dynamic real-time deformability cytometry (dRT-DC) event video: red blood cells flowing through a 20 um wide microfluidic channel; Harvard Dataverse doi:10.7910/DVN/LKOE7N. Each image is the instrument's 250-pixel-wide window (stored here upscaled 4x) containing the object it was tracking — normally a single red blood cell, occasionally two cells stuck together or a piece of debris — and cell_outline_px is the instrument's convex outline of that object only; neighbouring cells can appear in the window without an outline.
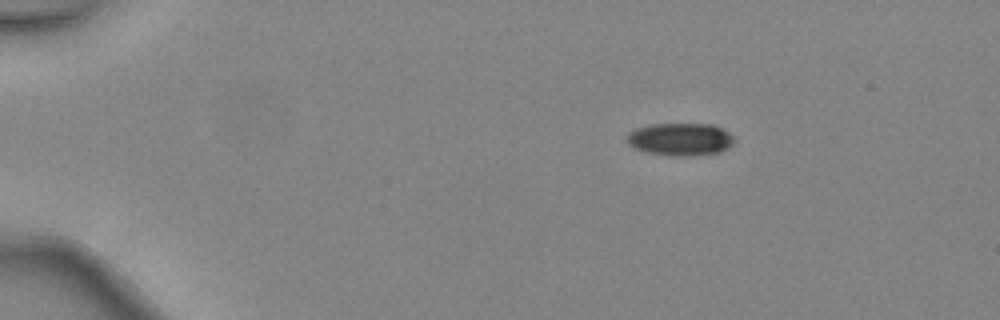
{"species": "common noctule bat (a hibernating species)", "species_latin": "Nyctalus noctula", "temperature_condition": "warm", "stored_images_in_passage": 5, "camera_frame_rate_fps": 3000, "um_per_image_px": 0.085, "animal": {"sex": "female", "body_mass_g": 24.6, "forearm_length_mm": 56.2}, "frame": {"image": 1, "passage_image": 1, "time_ms": 0.0, "image_size_px": [1000, 320], "cell_outline_px": [[732, 144], [720, 152], [692, 156], [672, 156], [644, 152], [628, 144], [628, 132], [636, 128], [652, 124], [716, 124], [728, 132], [732, 136]], "centroid_in_image_um": [57.82, 11.84], "position_along_channel_um": 27.2, "area_um2": 20.4}}
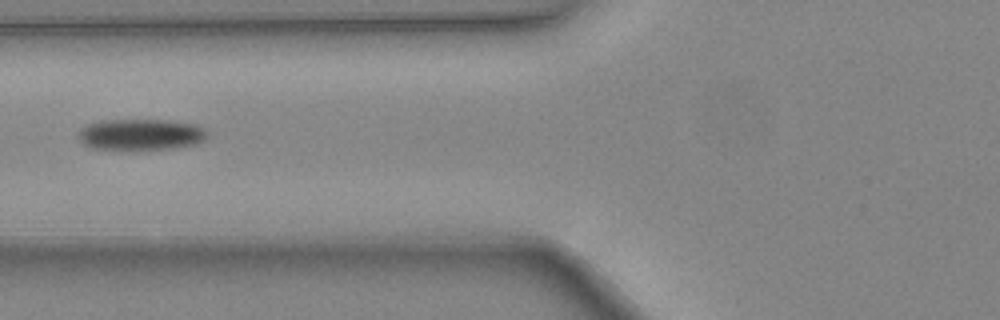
{"frame": {"image": 2, "passage_image": 4, "time_ms": 1.0, "image_size_px": [1000, 320], "cell_outline_px": [[208, 136], [204, 140], [196, 144], [172, 148], [88, 148], [80, 140], [76, 132], [80, 128], [88, 124], [104, 120], [168, 120], [196, 124], [204, 128], [208, 132]], "centroid_in_image_um": [11.98, 11.41], "position_along_channel_um": 113.8, "area_um2": 23.24}}
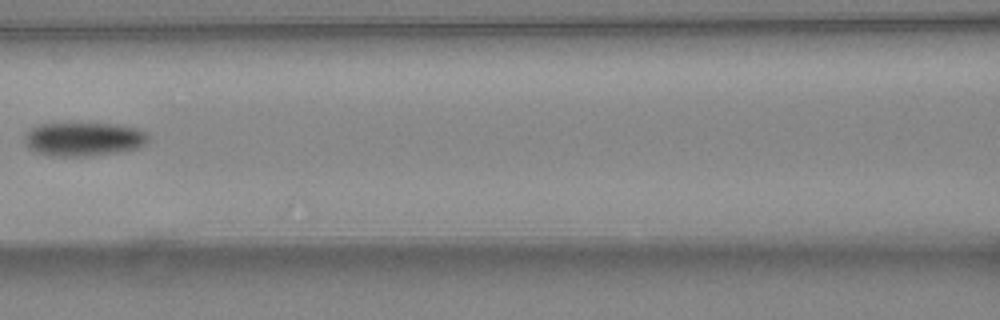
{"frame": {"image": 3, "passage_image": 5, "time_ms": 1.333, "image_size_px": [1000, 320], "cell_outline_px": [[148, 140], [140, 148], [92, 156], [52, 156], [36, 152], [28, 148], [24, 144], [24, 136], [36, 124], [120, 124], [140, 128], [148, 132]], "centroid_in_image_um": [7.14, 11.83], "position_along_channel_um": 159.5, "area_um2": 24.57}}